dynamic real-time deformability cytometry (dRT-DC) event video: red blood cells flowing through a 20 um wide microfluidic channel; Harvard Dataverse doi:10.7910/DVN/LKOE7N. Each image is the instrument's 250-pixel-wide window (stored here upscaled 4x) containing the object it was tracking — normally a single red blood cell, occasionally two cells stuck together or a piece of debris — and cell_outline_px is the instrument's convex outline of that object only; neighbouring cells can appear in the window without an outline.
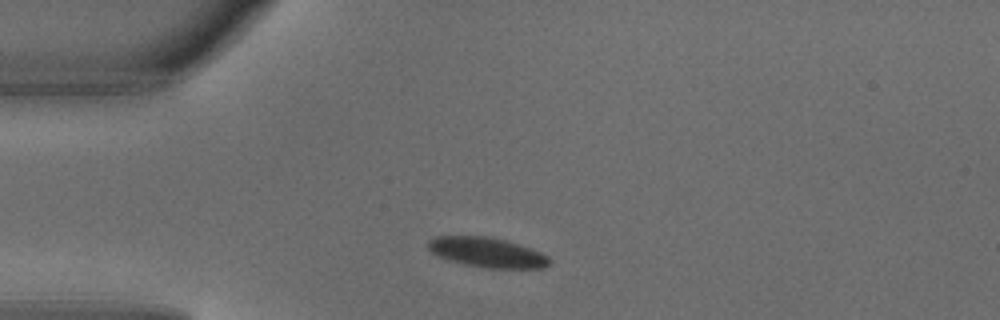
{"species": "common noctule bat (a hibernating species)", "species_latin": "Nyctalus noctula", "temperature_condition": "warm", "stored_images_in_passage": 2, "camera_frame_rate_fps": 3000, "um_per_image_px": 0.085, "animal": {"sex": "male", "body_mass_g": 18.8}, "frame": {"image": 1, "passage_image": 1, "time_ms": 0.0, "image_size_px": [1000, 320], "cell_outline_px": [[552, 264], [544, 268], [488, 268], [448, 260], [432, 252], [428, 248], [428, 240], [436, 236], [488, 236], [504, 240], [540, 252], [548, 256], [552, 260]], "centroid_in_image_um": [41.43, 21.45], "position_along_channel_um": 43.6, "area_um2": 20.87}}
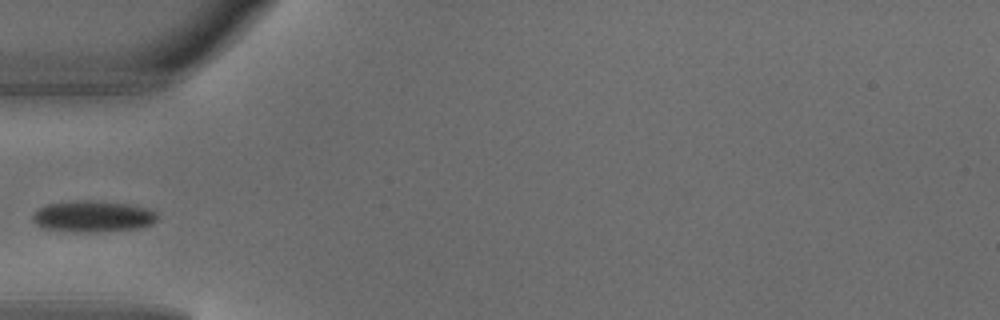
{"frame": {"image": 2, "passage_image": 2, "time_ms": 0.333, "image_size_px": [1000, 320], "cell_outline_px": [[156, 220], [152, 224], [136, 228], [96, 232], [72, 232], [44, 228], [36, 224], [32, 220], [32, 216], [40, 208], [48, 204], [76, 200], [88, 200], [128, 204], [148, 208], [156, 212]], "centroid_in_image_um": [7.88, 18.39], "position_along_channel_um": 77.1, "area_um2": 22.6}}